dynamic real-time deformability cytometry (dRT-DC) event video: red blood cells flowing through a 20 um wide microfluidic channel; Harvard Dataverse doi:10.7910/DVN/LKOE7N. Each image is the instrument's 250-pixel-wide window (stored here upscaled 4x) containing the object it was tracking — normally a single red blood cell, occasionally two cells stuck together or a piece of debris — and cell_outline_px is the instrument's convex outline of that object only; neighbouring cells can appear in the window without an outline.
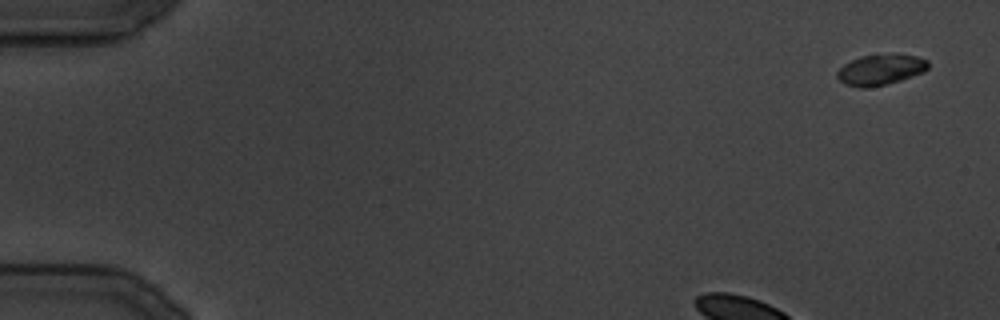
{"species": "common noctule bat (a hibernating species)", "species_latin": "Nyctalus noctula", "temperature_condition": "cold", "stored_images_in_passage": 116, "camera_frame_rate_fps": 3000, "um_per_image_px": 0.085, "animal": {"sex": "male", "body_mass_g": 19.5, "forearm_length_mm": 54.6}, "frame": {"image": 1, "passage_image": 1, "time_ms": 0.0, "image_size_px": [1000, 320], "cell_outline_px": [[928, 68], [924, 72], [900, 80], [884, 84], [864, 88], [860, 88], [844, 84], [836, 76], [836, 72], [844, 64], [860, 56], [916, 56], [928, 60]], "centroid_in_image_um": [74.81, 5.95], "position_along_channel_um": 10.2, "area_um2": 15.66}}
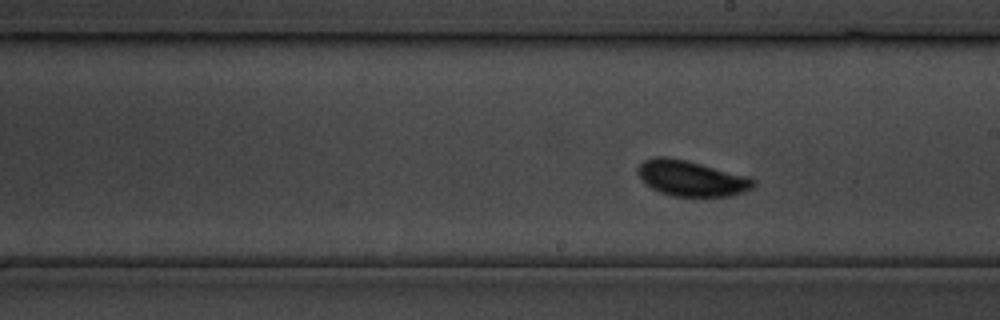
{"frame": {"image": 2, "passage_image": 60, "time_ms": 19.667, "image_size_px": [1000, 320], "cell_outline_px": [[756, 184], [752, 188], [744, 192], [732, 196], [672, 196], [660, 192], [652, 188], [636, 172], [636, 168], [644, 160], [652, 156], [668, 156], [688, 160], [748, 176], [756, 180]], "centroid_in_image_um": [58.78, 15.14], "position_along_channel_um": 230.2, "area_um2": 24.16}}
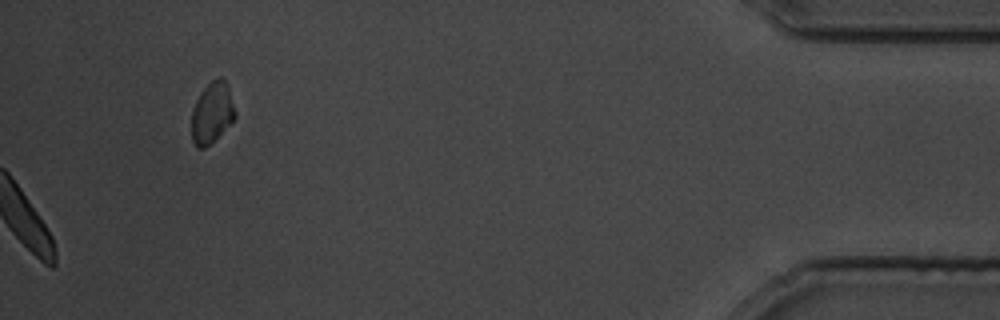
{"frame": {"image": 3, "passage_image": 116, "time_ms": 38.333, "image_size_px": [1000, 320], "cell_outline_px": [[236, 116], [204, 148], [196, 148], [192, 140], [192, 108], [200, 92], [212, 80], [220, 76], [224, 80], [228, 88], [236, 112]], "centroid_in_image_um": [17.99, 9.56], "position_along_channel_um": 417.2, "area_um2": 15.03}}